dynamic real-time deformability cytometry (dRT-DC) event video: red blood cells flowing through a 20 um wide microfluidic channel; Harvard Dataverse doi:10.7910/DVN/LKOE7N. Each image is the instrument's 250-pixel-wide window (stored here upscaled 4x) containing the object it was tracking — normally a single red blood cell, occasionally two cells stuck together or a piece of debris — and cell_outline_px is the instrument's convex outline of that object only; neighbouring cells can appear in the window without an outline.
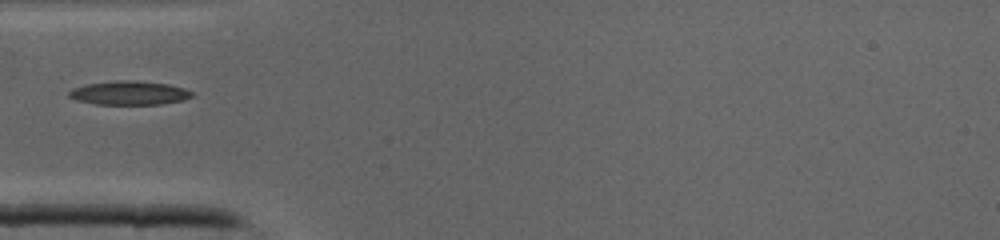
{"species": "common noctule bat (a hibernating species)", "species_latin": "Nyctalus noctula", "temperature_condition": "cold", "stored_images_in_passage": 29, "camera_frame_rate_fps": 3000, "um_per_image_px": 0.085, "animal": {"sex": "male", "body_mass_g": 19.0, "forearm_length_mm": 50.8}, "frame": {"image": 1, "passage_image": 1, "time_ms": 0.0, "image_size_px": [1000, 240], "cell_outline_px": [[192, 96], [184, 100], [160, 104], [96, 104], [76, 100], [68, 96], [68, 92], [72, 88], [84, 84], [116, 80], [136, 80], [168, 84], [184, 88], [192, 92]], "centroid_in_image_um": [10.95, 7.89], "position_along_channel_um": 74.0, "area_um2": 17.17}}
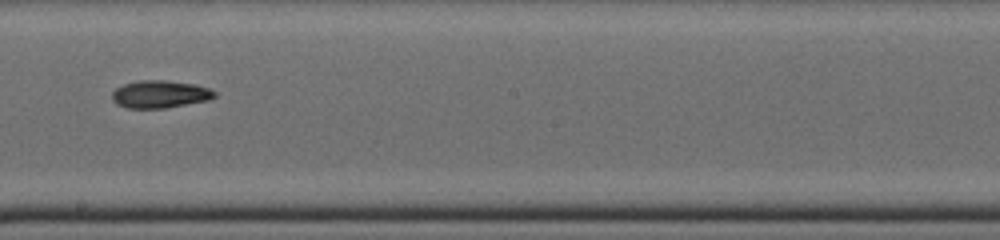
{"frame": {"image": 2, "passage_image": 11, "time_ms": 3.333, "image_size_px": [1000, 240], "cell_outline_px": [[216, 96], [208, 100], [164, 108], [128, 108], [116, 104], [112, 100], [112, 92], [116, 88], [124, 84], [140, 80], [164, 80], [192, 84], [208, 88], [216, 92]], "centroid_in_image_um": [13.56, 8.01], "position_along_channel_um": 234.6, "area_um2": 16.3}}
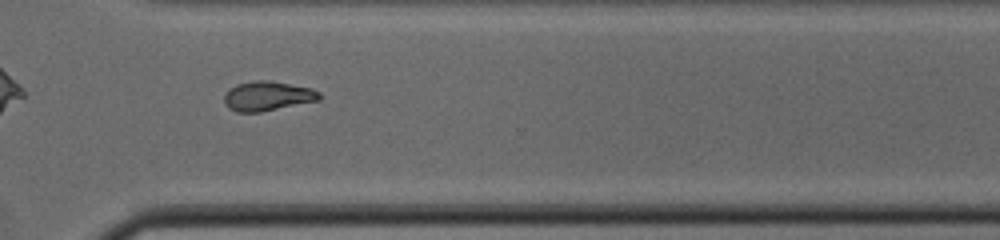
{"frame": {"image": 3, "passage_image": 18, "time_ms": 5.667, "image_size_px": [1000, 240], "cell_outline_px": [[320, 100], [260, 112], [236, 112], [228, 108], [224, 100], [224, 96], [236, 84], [256, 80], [268, 80], [312, 88], [320, 92]], "centroid_in_image_um": [22.76, 8.16], "position_along_channel_um": 347.8, "area_um2": 16.24}}